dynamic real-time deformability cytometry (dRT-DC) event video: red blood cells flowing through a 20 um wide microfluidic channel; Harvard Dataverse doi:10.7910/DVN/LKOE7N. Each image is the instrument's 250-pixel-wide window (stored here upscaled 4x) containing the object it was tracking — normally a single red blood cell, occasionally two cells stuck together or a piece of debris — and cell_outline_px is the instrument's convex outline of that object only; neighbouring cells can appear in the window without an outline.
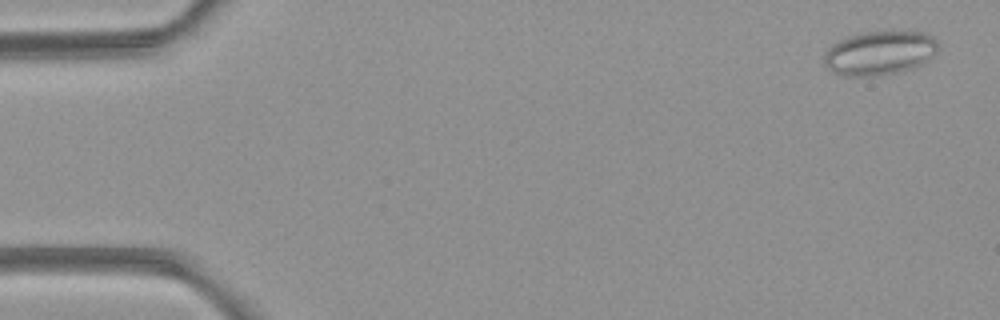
{"species": "common noctule bat (a hibernating species)", "species_latin": "Nyctalus noctula", "temperature_condition": "room temperature", "stored_images_in_passage": 5, "camera_frame_rate_fps": 3000, "um_per_image_px": 0.085, "animal": {"sex": "female", "body_mass_g": 21.9}, "frame": {"image": 1, "passage_image": 1, "time_ms": 0.0, "image_size_px": [1000, 320], "cell_outline_px": [[936, 52], [928, 60], [912, 68], [896, 72], [872, 76], [844, 76], [832, 72], [824, 64], [824, 56], [828, 48], [832, 44], [848, 36], [868, 32], [924, 32], [932, 36], [936, 40]], "centroid_in_image_um": [74.73, 4.51], "position_along_channel_um": 10.3, "area_um2": 28.9}}